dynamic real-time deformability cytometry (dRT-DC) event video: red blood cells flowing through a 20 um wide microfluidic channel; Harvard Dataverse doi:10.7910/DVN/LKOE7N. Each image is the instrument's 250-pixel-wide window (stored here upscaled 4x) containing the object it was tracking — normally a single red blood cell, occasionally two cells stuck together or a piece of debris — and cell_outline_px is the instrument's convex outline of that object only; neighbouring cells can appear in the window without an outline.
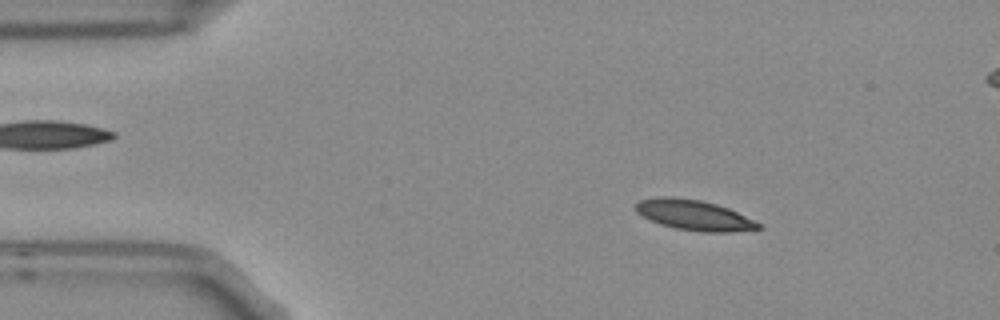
{"species": "Egyptian fruit bat (a non-hibernating species)", "species_latin": "Rousettus aegyptiacus", "temperature_condition": "room temperature", "stored_images_in_passage": 4, "camera_frame_rate_fps": 3000, "um_per_image_px": 0.085, "frame": {"image": 1, "passage_image": 2, "time_ms": 0.333, "image_size_px": [1000, 320], "cell_outline_px": [[764, 228], [732, 232], [704, 232], [676, 228], [660, 224], [636, 212], [636, 204], [640, 200], [656, 196], [672, 196], [700, 200], [716, 204], [728, 208], [764, 224]], "centroid_in_image_um": [59.05, 18.28], "position_along_channel_um": 26.0, "area_um2": 21.73}}
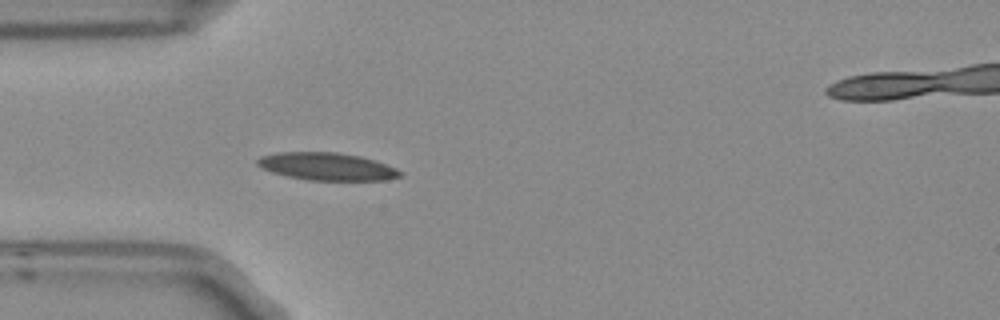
{"frame": {"image": 2, "passage_image": 4, "time_ms": 1.0, "image_size_px": [1000, 320], "cell_outline_px": [[404, 176], [388, 180], [308, 180], [288, 176], [272, 172], [256, 164], [256, 160], [260, 156], [276, 152], [336, 152], [360, 156], [376, 160], [396, 168], [404, 172]], "centroid_in_image_um": [27.84, 14.15], "position_along_channel_um": 57.2, "area_um2": 23.12}}